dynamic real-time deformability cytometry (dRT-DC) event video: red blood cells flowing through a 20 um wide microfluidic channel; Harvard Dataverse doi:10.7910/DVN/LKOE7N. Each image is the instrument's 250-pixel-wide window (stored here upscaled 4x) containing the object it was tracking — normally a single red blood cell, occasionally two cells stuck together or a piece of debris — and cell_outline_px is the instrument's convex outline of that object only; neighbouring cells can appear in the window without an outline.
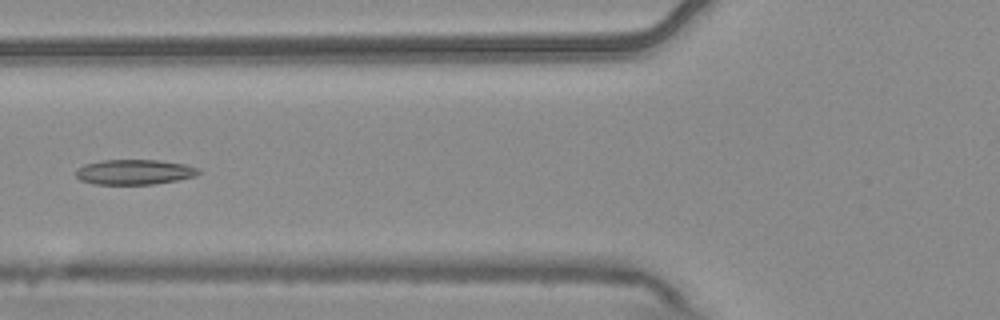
{"species": "common noctule bat (a hibernating species)", "species_latin": "Nyctalus noctula", "temperature_condition": "warm", "stored_images_in_passage": 6, "camera_frame_rate_fps": 3000, "um_per_image_px": 0.085, "animal": {"sex": "male", "body_mass_g": 20.4}, "frame": {"image": 1, "passage_image": 5, "time_ms": 1.333, "image_size_px": [1000, 320], "cell_outline_px": [[200, 172], [196, 176], [176, 180], [152, 184], [96, 184], [80, 180], [76, 176], [76, 168], [84, 164], [100, 160], [160, 160], [184, 164], [200, 168]], "centroid_in_image_um": [11.41, 14.61], "position_along_channel_um": 114.4, "area_um2": 17.98}}
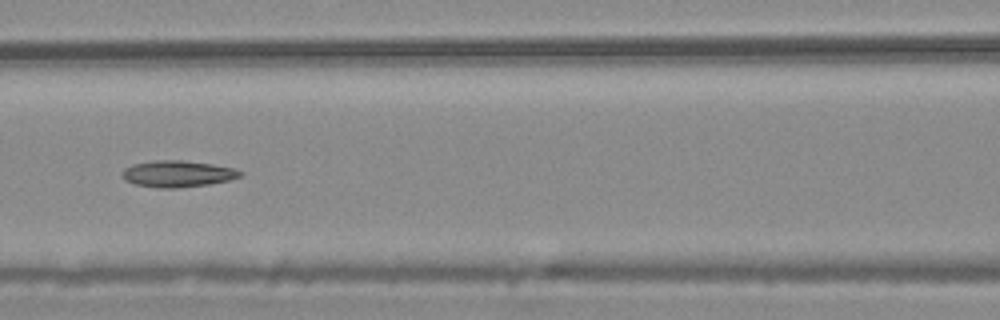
{"frame": {"image": 2, "passage_image": 6, "time_ms": 1.667, "image_size_px": [1000, 320], "cell_outline_px": [[244, 172], [240, 176], [228, 180], [208, 184], [176, 188], [156, 188], [136, 184], [124, 180], [124, 168], [132, 164], [156, 160], [180, 160], [212, 164], [232, 168]], "centroid_in_image_um": [15.08, 14.77], "position_along_channel_um": 151.5, "area_um2": 17.98}}